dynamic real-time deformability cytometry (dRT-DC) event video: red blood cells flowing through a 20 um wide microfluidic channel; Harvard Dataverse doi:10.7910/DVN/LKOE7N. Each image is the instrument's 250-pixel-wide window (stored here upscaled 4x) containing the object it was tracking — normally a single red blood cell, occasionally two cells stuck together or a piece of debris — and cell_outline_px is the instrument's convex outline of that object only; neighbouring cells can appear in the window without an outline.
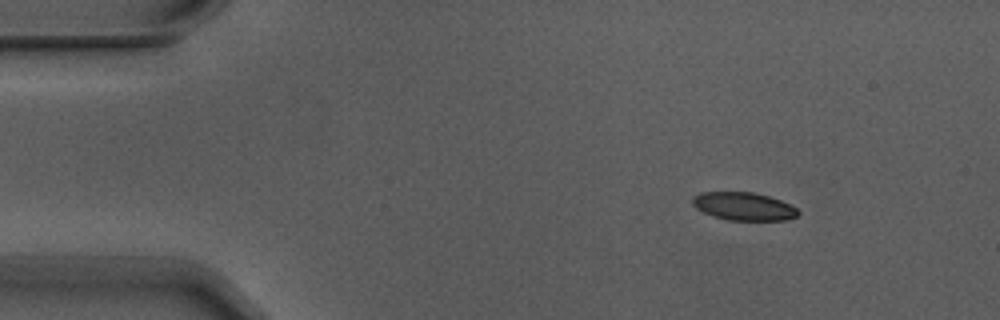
{"species": "Egyptian fruit bat (a non-hibernating species)", "species_latin": "Rousettus aegyptiacus", "temperature_condition": "warm", "stored_images_in_passage": 4, "camera_frame_rate_fps": 3000, "um_per_image_px": 0.085, "animal": {"sex": "male"}, "frame": {"image": 1, "passage_image": 1, "time_ms": 0.0, "image_size_px": [1000, 320], "cell_outline_px": [[800, 212], [796, 216], [788, 220], [728, 220], [712, 216], [696, 208], [692, 204], [692, 196], [700, 192], [752, 192], [768, 196], [780, 200], [796, 208]], "centroid_in_image_um": [63.18, 17.54], "position_along_channel_um": 21.8, "area_um2": 17.22}}
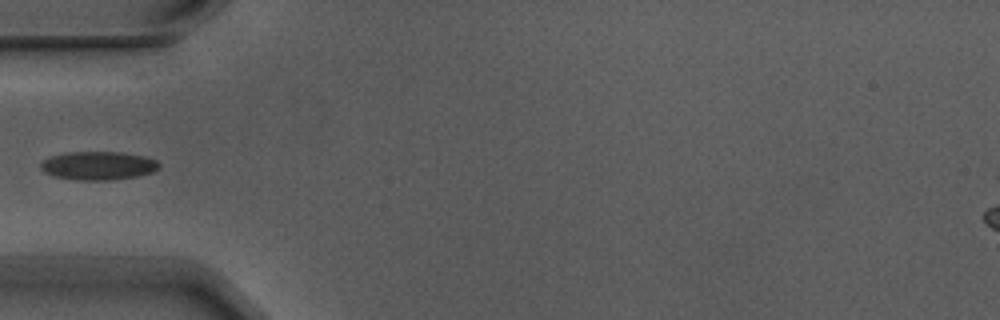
{"frame": {"image": 2, "passage_image": 4, "time_ms": 1.0, "image_size_px": [1000, 320], "cell_outline_px": [[160, 164], [152, 172], [136, 176], [112, 180], [80, 180], [56, 176], [44, 172], [40, 168], [40, 164], [44, 160], [52, 156], [64, 152], [120, 152], [144, 156], [156, 160]], "centroid_in_image_um": [8.34, 14.07], "position_along_channel_um": 76.7, "area_um2": 19.42}}